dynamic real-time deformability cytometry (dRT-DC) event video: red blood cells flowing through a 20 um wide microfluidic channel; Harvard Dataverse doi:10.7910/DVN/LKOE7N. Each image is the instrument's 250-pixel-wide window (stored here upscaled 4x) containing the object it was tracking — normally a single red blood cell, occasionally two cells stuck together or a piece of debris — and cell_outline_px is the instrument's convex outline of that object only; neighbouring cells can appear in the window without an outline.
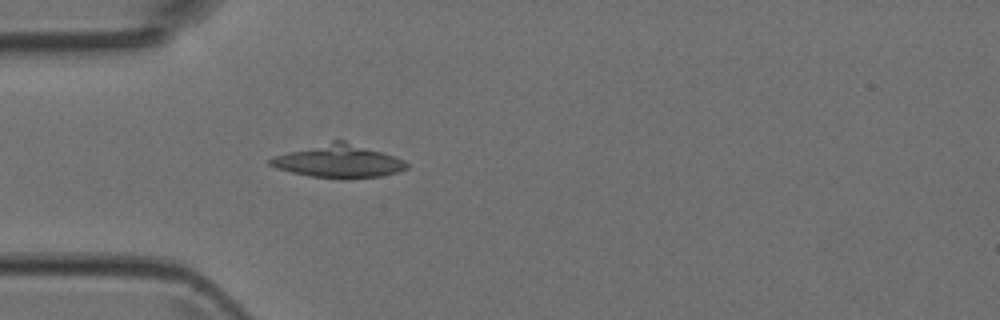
{"species": "Egyptian fruit bat (a non-hibernating species)", "species_latin": "Rousettus aegyptiacus", "temperature_condition": "room temperature", "stored_images_in_passage": 2, "camera_frame_rate_fps": 3000, "um_per_image_px": 0.085, "animal": {"sex": "female"}, "frame": {"image": 1, "passage_image": 2, "time_ms": 0.333, "image_size_px": [1000, 320], "cell_outline_px": [[408, 168], [396, 172], [380, 176], [348, 180], [344, 180], [312, 176], [292, 172], [276, 168], [268, 164], [268, 160], [272, 156], [332, 140], [344, 140], [404, 160], [408, 164]], "centroid_in_image_um": [28.74, 13.72], "position_along_channel_um": 56.3, "area_um2": 26.18}}